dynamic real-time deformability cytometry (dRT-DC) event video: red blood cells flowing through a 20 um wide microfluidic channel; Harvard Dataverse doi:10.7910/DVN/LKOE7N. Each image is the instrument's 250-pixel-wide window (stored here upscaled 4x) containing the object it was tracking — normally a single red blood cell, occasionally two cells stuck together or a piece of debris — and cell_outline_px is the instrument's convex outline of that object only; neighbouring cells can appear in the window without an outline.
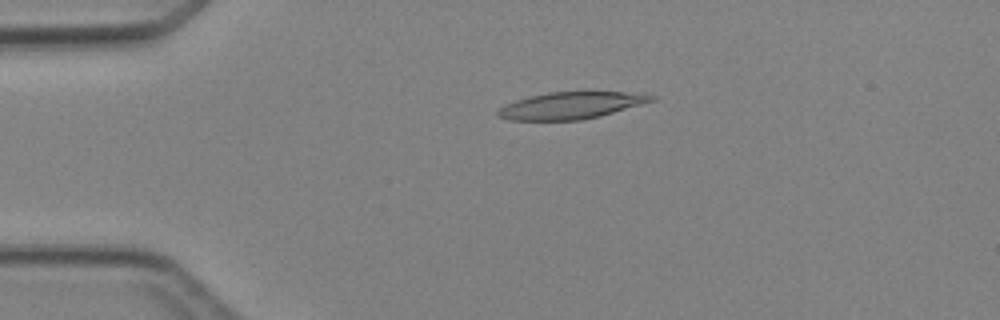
{"species": "Egyptian fruit bat (a non-hibernating species)", "species_latin": "Rousettus aegyptiacus", "temperature_condition": "cold", "stored_images_in_passage": 3, "camera_frame_rate_fps": 3000, "um_per_image_px": 0.085, "animal": {"sex": "female"}, "frame": {"image": 1, "passage_image": 2, "time_ms": 1.333, "image_size_px": [1000, 320], "cell_outline_px": [[656, 100], [600, 116], [580, 120], [508, 120], [500, 116], [496, 112], [500, 108], [516, 100], [528, 96], [548, 92], [624, 92], [656, 96]], "centroid_in_image_um": [48.53, 8.96], "position_along_channel_um": 36.5, "area_um2": 23.76}}